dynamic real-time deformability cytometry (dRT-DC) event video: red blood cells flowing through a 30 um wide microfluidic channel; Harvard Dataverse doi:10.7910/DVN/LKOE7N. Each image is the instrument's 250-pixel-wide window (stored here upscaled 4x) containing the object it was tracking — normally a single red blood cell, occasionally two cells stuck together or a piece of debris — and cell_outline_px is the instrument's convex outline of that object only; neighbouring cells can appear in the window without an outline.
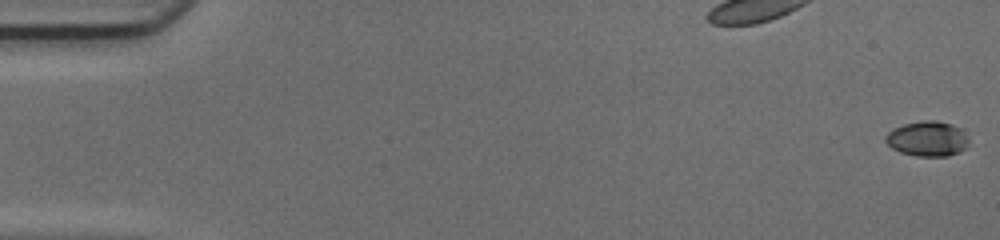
{"species": "common noctule bat (a hibernating species)", "species_latin": "Nyctalus noctula", "temperature_condition": "cold", "stored_images_in_passage": 17, "camera_frame_rate_fps": 3000, "um_per_image_px": 0.085, "animal": {"sex": "female", "body_mass_g": 17.0, "forearm_length_mm": 48.0}, "frame": {"image": 1, "passage_image": 1, "time_ms": 0.0, "image_size_px": [1000, 240], "cell_outline_px": [[968, 148], [960, 152], [948, 156], [916, 156], [900, 152], [892, 148], [884, 140], [884, 136], [892, 128], [904, 124], [924, 120], [936, 120], [952, 124], [960, 128], [968, 140]], "centroid_in_image_um": [78.82, 11.79], "position_along_channel_um": 6.2, "area_um2": 17.17}}
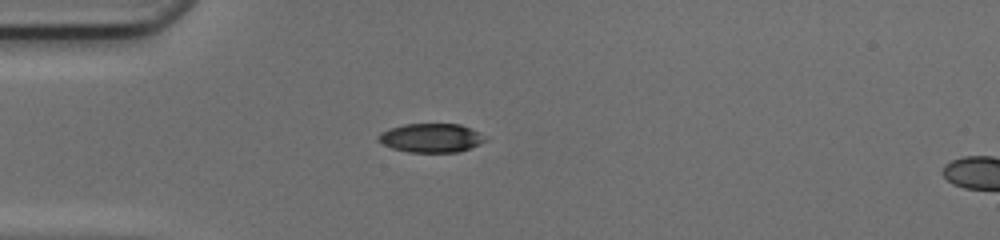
{"frame": {"image": 2, "passage_image": 15, "time_ms": 4.667, "image_size_px": [1000, 240], "cell_outline_px": [[488, 140], [480, 144], [460, 152], [408, 152], [392, 148], [376, 140], [376, 136], [380, 132], [388, 128], [404, 124], [460, 124], [480, 132], [488, 136]], "centroid_in_image_um": [36.66, 11.72], "position_along_channel_um": 48.3, "area_um2": 18.32}}